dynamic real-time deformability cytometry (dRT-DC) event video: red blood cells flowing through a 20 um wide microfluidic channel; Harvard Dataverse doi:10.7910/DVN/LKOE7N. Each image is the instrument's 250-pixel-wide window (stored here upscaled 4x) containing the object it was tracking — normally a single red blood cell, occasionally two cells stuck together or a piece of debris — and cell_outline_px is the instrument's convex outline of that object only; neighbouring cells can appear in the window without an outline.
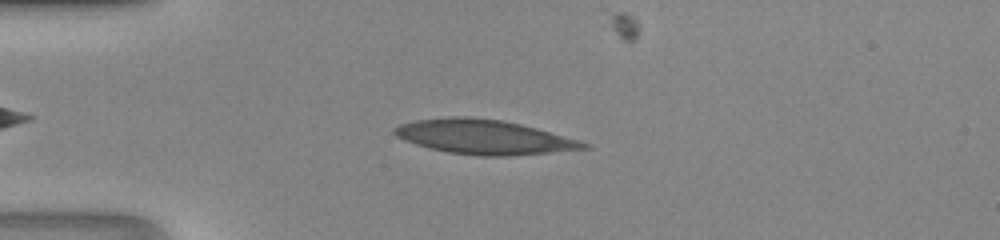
{"species": "human", "species_latin": "Homo sapiens", "temperature_condition": "room temperature", "stored_images_in_passage": 30, "camera_frame_rate_fps": 3000, "um_per_image_px": 0.085, "donor": {"sex": "male"}, "frame": {"image": 1, "passage_image": 5, "time_ms": 1.333, "image_size_px": [1000, 240], "cell_outline_px": [[592, 148], [508, 156], [480, 156], [448, 152], [428, 148], [404, 140], [396, 136], [392, 132], [392, 128], [400, 124], [416, 120], [448, 116], [464, 116], [504, 120], [536, 128], [580, 140], [588, 144]], "centroid_in_image_um": [41.11, 11.63], "position_along_channel_um": 43.9, "area_um2": 38.03}}
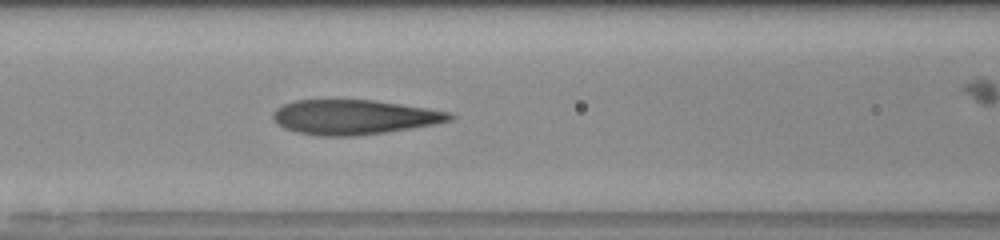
{"frame": {"image": 2, "passage_image": 13, "time_ms": 4.0, "image_size_px": [1000, 240], "cell_outline_px": [[456, 116], [452, 120], [436, 124], [388, 132], [356, 136], [320, 136], [296, 132], [284, 128], [276, 124], [272, 116], [272, 112], [276, 108], [284, 104], [296, 100], [372, 100], [428, 108], [452, 112]], "centroid_in_image_um": [30.11, 9.96], "position_along_channel_um": 136.5, "area_um2": 36.01}}